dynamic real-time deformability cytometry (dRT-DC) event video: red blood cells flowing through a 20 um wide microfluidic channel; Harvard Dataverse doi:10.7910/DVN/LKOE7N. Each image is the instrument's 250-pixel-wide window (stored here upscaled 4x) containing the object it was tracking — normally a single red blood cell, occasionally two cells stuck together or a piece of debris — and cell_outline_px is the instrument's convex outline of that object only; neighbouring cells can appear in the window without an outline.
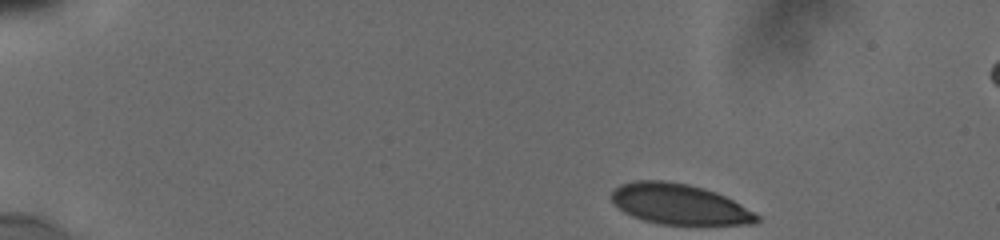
{"species": "human", "species_latin": "Homo sapiens", "temperature_condition": "cold", "stored_images_in_passage": 41, "camera_frame_rate_fps": 3000, "um_per_image_px": 0.085, "donor": {"sex": "male"}, "frame": {"image": 1, "passage_image": 1, "time_ms": 0.0, "image_size_px": [1000, 240], "cell_outline_px": [[760, 220], [756, 224], [660, 224], [644, 220], [632, 216], [624, 212], [612, 200], [612, 192], [620, 184], [632, 180], [664, 180], [688, 184], [704, 188], [716, 192], [740, 204], [760, 216]], "centroid_in_image_um": [57.74, 17.35], "position_along_channel_um": 27.3, "area_um2": 34.1}}
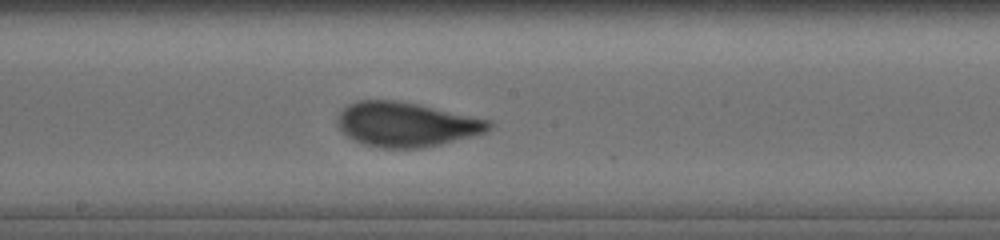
{"frame": {"image": 2, "passage_image": 20, "time_ms": 7.667, "image_size_px": [1000, 240], "cell_outline_px": [[492, 128], [484, 132], [472, 136], [440, 144], [420, 148], [380, 148], [364, 144], [348, 136], [340, 128], [340, 112], [348, 104], [356, 100], [392, 100], [416, 104], [492, 120]], "centroid_in_image_um": [34.56, 10.57], "position_along_channel_um": 213.6, "area_um2": 38.73}}
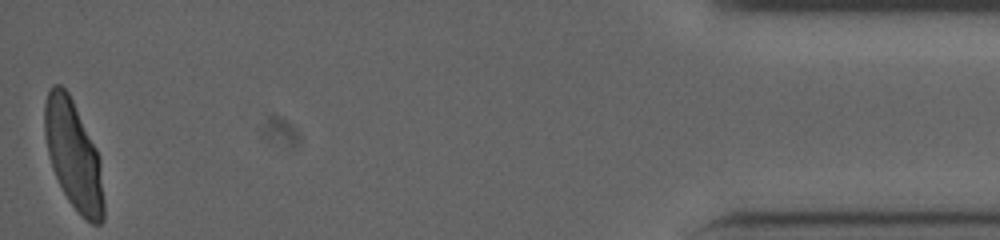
{"frame": {"image": 3, "passage_image": 41, "time_ms": 15.333, "image_size_px": [1000, 240], "cell_outline_px": [[104, 220], [100, 224], [92, 224], [80, 216], [68, 200], [52, 168], [48, 152], [44, 132], [44, 104], [48, 88], [52, 84], [60, 84], [68, 92], [96, 148], [100, 160], [104, 200]], "centroid_in_image_um": [6.24, 13.2], "position_along_channel_um": 429.0, "area_um2": 37.34}, "authors_computed_cell_mechanics": {"area_um2": 37.7434, "velocity_mm_per_s": 3.8148, "shape_relaxation_time_tau1_ms": 3.3351, "shape_relaxation_time_tau2_ms": null, "deformation_change_tau1": 0.1526, "deformation_change_tau2": null}}